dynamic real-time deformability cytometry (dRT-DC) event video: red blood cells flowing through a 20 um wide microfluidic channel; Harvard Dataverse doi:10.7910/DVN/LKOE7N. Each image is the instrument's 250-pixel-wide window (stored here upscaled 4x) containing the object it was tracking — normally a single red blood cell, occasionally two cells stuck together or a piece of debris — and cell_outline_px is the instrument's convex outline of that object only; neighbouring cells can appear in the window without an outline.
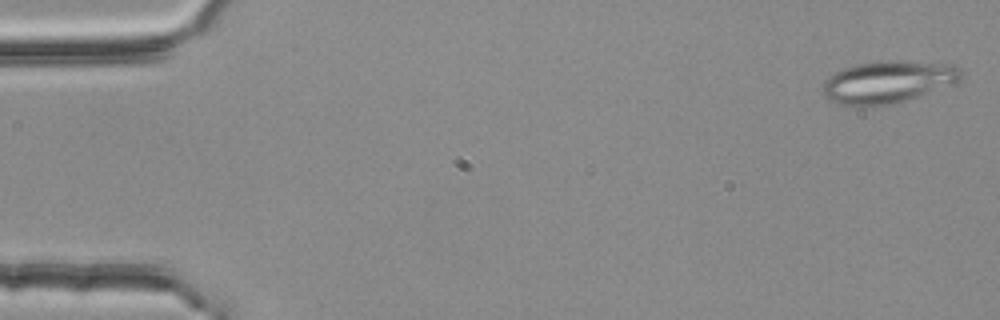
{"species": "common noctule bat (a hibernating species)", "species_latin": "Nyctalus noctula", "temperature_condition": "room temperature", "stored_images_in_passage": 3, "camera_frame_rate_fps": 3000, "um_per_image_px": 0.085, "animal": {"sex": "female", "body_mass_g": 25.1}, "frame": {"image": 1, "passage_image": 1, "time_ms": 0.0, "image_size_px": [1000, 320], "cell_outline_px": [[964, 76], [960, 80], [916, 96], [904, 100], [872, 108], [868, 108], [840, 104], [828, 100], [824, 96], [824, 80], [832, 72], [856, 64], [880, 60], [904, 60], [956, 64], [960, 68]], "centroid_in_image_um": [75.43, 6.95], "position_along_channel_um": 9.6, "area_um2": 34.39}}